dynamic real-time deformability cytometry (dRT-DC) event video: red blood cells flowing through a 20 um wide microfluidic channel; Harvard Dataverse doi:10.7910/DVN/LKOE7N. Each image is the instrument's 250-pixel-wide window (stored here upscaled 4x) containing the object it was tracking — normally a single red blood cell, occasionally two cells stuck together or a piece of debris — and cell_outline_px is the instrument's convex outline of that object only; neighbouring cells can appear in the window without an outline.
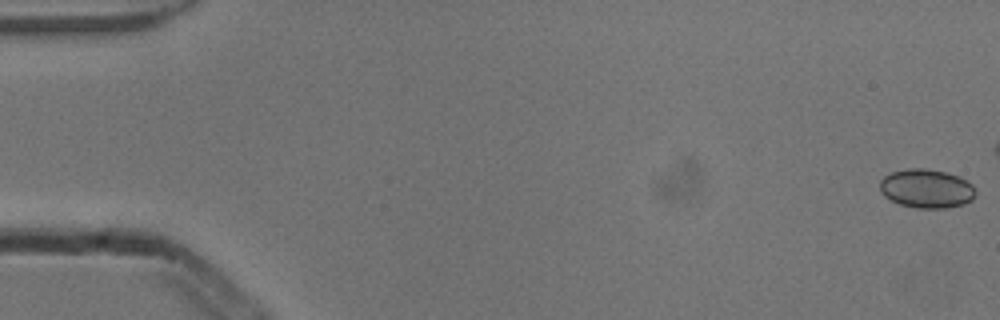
{"species": "common noctule bat (a hibernating species)", "species_latin": "Nyctalus noctula", "temperature_condition": "cold", "stored_images_in_passage": 16, "camera_frame_rate_fps": 3000, "um_per_image_px": 0.085, "animal": {"sex": "male", "body_mass_g": 13.3}, "frame": {"image": 1, "passage_image": 1, "time_ms": 0.0, "image_size_px": [1000, 320], "cell_outline_px": [[976, 196], [972, 200], [964, 204], [944, 208], [916, 208], [900, 204], [884, 196], [880, 192], [880, 180], [884, 176], [892, 172], [908, 168], [924, 168], [944, 172], [956, 176], [972, 184], [976, 192]], "centroid_in_image_um": [78.74, 16.03], "position_along_channel_um": 6.3, "area_um2": 21.62}}